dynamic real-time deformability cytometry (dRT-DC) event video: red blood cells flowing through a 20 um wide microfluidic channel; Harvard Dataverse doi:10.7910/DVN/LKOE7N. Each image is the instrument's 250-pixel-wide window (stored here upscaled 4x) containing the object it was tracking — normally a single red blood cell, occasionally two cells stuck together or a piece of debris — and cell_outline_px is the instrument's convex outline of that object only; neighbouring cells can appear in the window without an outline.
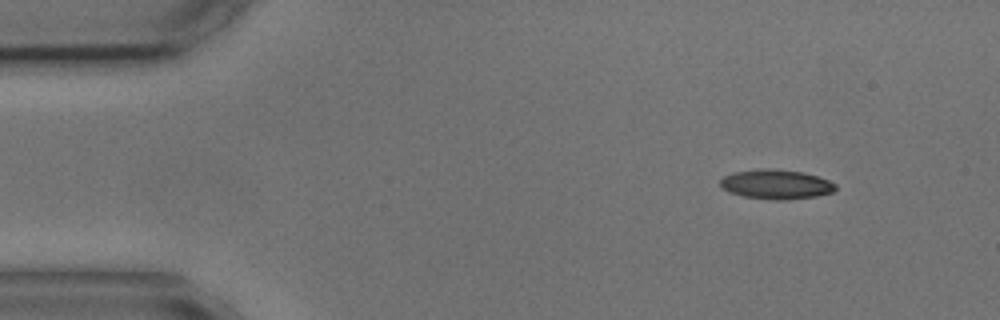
{"species": "common noctule bat (a hibernating species)", "species_latin": "Nyctalus noctula", "temperature_condition": "cold", "stored_images_in_passage": 4, "camera_frame_rate_fps": 3000, "um_per_image_px": 0.085, "animal": {"sex": "male", "body_mass_g": 17.9, "forearm_length_mm": 54.2}, "frame": {"image": 1, "passage_image": 1, "time_ms": 0.0, "image_size_px": [1000, 320], "cell_outline_px": [[836, 188], [832, 192], [816, 196], [784, 200], [776, 200], [744, 196], [728, 192], [720, 184], [720, 180], [724, 176], [732, 172], [760, 168], [768, 168], [804, 172], [828, 180], [836, 184]], "centroid_in_image_um": [65.95, 15.65], "position_along_channel_um": 19.0, "area_um2": 19.77}}
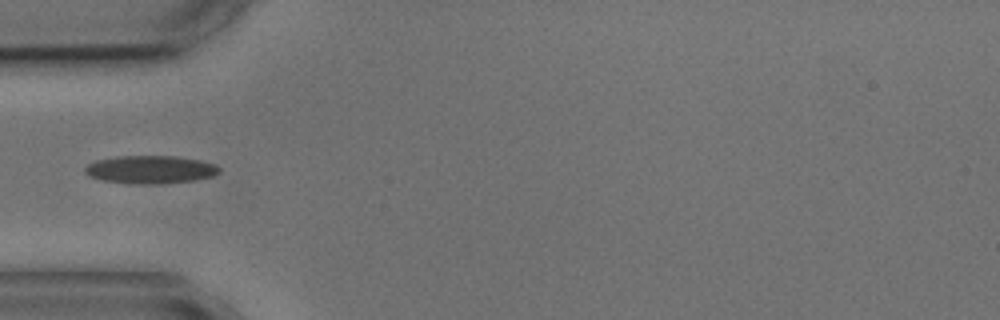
{"frame": {"image": 2, "passage_image": 4, "time_ms": 3.667, "image_size_px": [1000, 320], "cell_outline_px": [[220, 172], [212, 176], [196, 180], [156, 184], [136, 184], [100, 180], [84, 172], [84, 168], [88, 164], [96, 160], [116, 156], [176, 156], [200, 160], [216, 164], [220, 168]], "centroid_in_image_um": [12.8, 14.41], "position_along_channel_um": 72.2, "area_um2": 21.96}}